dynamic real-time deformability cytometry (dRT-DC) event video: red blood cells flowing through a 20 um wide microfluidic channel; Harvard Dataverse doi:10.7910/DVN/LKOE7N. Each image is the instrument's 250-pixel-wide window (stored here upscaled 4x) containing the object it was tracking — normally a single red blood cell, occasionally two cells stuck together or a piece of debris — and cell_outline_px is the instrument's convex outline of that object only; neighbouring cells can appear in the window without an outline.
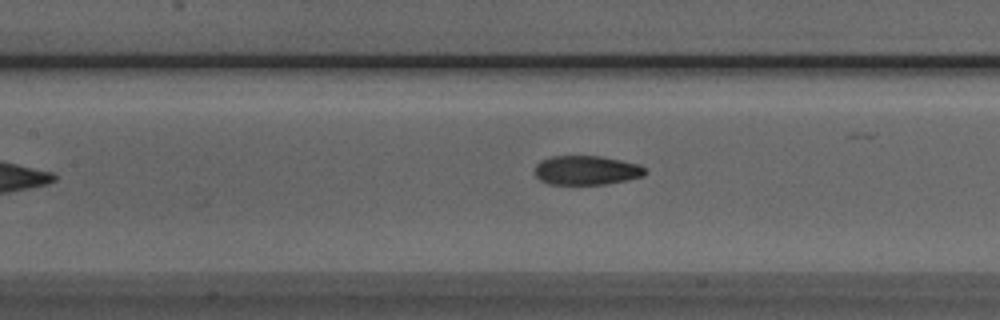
{"species": "Egyptian fruit bat (a non-hibernating species)", "species_latin": "Rousettus aegyptiacus", "temperature_condition": "room temperature", "stored_images_in_passage": 8, "camera_frame_rate_fps": 3000, "um_per_image_px": 0.085, "animal": {"sex": "male"}, "frame": {"image": 1, "passage_image": 7, "time_ms": 8.0, "image_size_px": [1000, 320], "cell_outline_px": [[644, 172], [640, 176], [624, 180], [604, 184], [548, 184], [540, 180], [536, 176], [536, 164], [540, 160], [552, 156], [600, 156], [640, 164], [644, 168]], "centroid_in_image_um": [49.79, 14.46], "position_along_channel_um": 157.6, "area_um2": 18.5}}
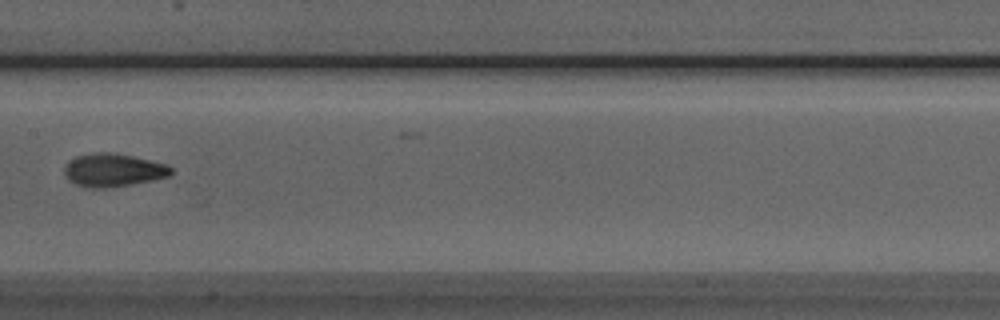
{"frame": {"image": 2, "passage_image": 8, "time_ms": 9.0, "image_size_px": [1000, 320], "cell_outline_px": [[172, 172], [168, 176], [152, 180], [104, 188], [92, 188], [76, 184], [68, 180], [64, 176], [64, 164], [68, 160], [76, 156], [96, 152], [108, 152], [132, 156], [168, 164], [172, 168]], "centroid_in_image_um": [9.57, 14.45], "position_along_channel_um": 197.8, "area_um2": 20.52}}